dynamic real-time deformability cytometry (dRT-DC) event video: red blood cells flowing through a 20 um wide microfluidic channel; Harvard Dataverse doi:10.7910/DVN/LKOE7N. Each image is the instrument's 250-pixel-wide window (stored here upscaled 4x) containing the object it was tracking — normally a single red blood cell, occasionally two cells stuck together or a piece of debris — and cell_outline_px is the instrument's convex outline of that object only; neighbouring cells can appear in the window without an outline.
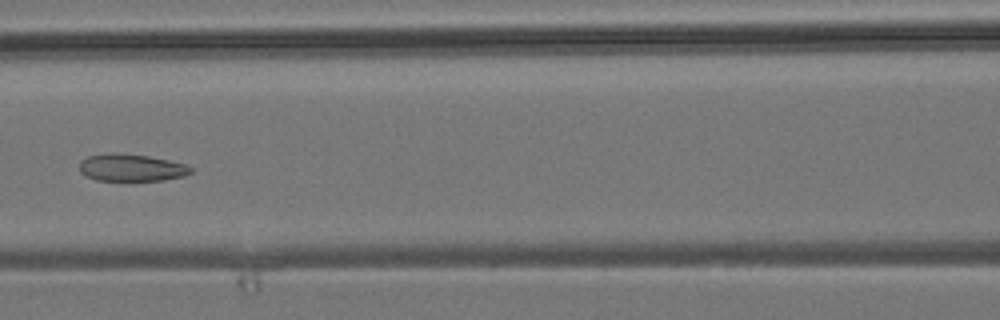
{"species": "common noctule bat (a hibernating species)", "species_latin": "Nyctalus noctula", "temperature_condition": "room temperature", "stored_images_in_passage": 8, "camera_frame_rate_fps": 3000, "um_per_image_px": 0.085, "animal": {"sex": "male", "body_mass_g": 19.2, "forearm_length_mm": 51.8}, "frame": {"image": 1, "passage_image": 7, "time_ms": 7.0, "image_size_px": [1000, 320], "cell_outline_px": [[192, 172], [184, 176], [164, 180], [96, 180], [80, 172], [80, 160], [88, 156], [112, 152], [148, 156], [168, 160], [184, 164], [192, 168]], "centroid_in_image_um": [11.15, 14.24], "position_along_channel_um": 155.4, "area_um2": 17.51}}
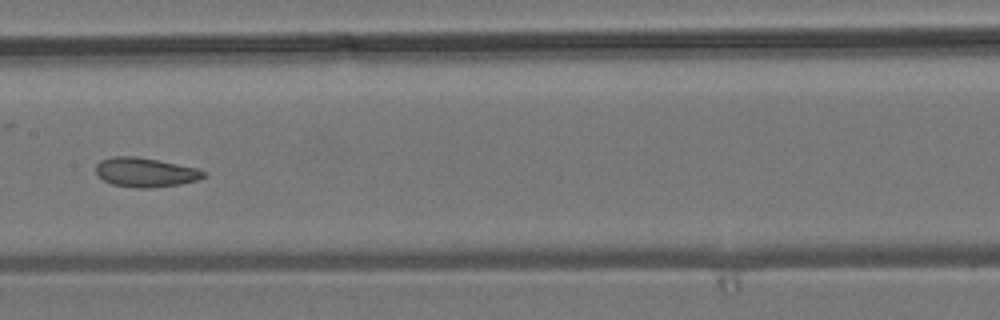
{"frame": {"image": 2, "passage_image": 8, "time_ms": 8.0, "image_size_px": [1000, 320], "cell_outline_px": [[204, 176], [196, 180], [180, 184], [152, 188], [136, 188], [112, 184], [104, 180], [96, 172], [96, 164], [100, 160], [112, 156], [136, 156], [196, 168], [204, 172]], "centroid_in_image_um": [12.3, 14.65], "position_along_channel_um": 195.1, "area_um2": 18.15}}